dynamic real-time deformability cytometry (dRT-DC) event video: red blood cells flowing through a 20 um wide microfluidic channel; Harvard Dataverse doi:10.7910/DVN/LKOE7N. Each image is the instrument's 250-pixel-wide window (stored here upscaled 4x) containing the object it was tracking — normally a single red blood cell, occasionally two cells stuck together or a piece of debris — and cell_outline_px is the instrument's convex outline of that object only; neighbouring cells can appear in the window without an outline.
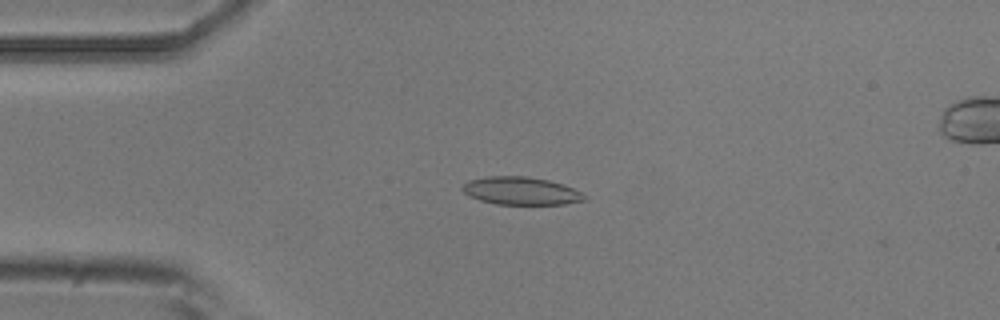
{"species": "common noctule bat (a hibernating species)", "species_latin": "Nyctalus noctula", "temperature_condition": "room temperature", "stored_images_in_passage": 4, "camera_frame_rate_fps": 3000, "um_per_image_px": 0.085, "animal": {"sex": "male", "body_mass_g": 20.5, "forearm_length_mm": 52.5}, "frame": {"image": 1, "passage_image": 3, "time_ms": 3.0, "image_size_px": [1000, 320], "cell_outline_px": [[588, 200], [564, 204], [496, 204], [480, 200], [468, 196], [460, 188], [468, 180], [488, 176], [524, 176], [548, 180], [564, 184], [588, 196]], "centroid_in_image_um": [44.29, 16.23], "position_along_channel_um": 40.7, "area_um2": 19.88}}